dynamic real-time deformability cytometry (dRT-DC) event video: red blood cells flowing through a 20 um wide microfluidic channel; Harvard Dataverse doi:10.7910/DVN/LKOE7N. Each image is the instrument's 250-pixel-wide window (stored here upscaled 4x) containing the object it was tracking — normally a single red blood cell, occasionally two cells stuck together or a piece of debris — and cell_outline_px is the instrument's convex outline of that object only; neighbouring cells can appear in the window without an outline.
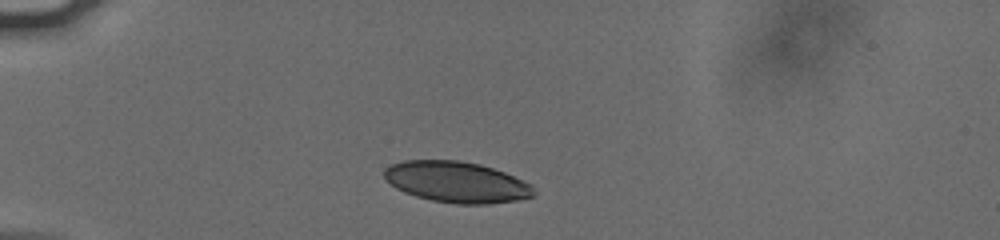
{"species": "human", "species_latin": "Homo sapiens", "temperature_condition": "cold", "stored_images_in_passage": 35, "camera_frame_rate_fps": 3000, "um_per_image_px": 0.085, "donor": {"sex": "male"}, "frame": {"image": 1, "passage_image": 1, "time_ms": 0.0, "image_size_px": [1000, 240], "cell_outline_px": [[536, 196], [516, 200], [488, 204], [456, 204], [432, 200], [416, 196], [404, 192], [396, 188], [384, 180], [384, 168], [392, 164], [404, 160], [456, 160], [480, 164], [504, 172], [532, 184], [536, 192]], "centroid_in_image_um": [38.81, 15.47], "position_along_channel_um": 46.2, "area_um2": 35.89}}
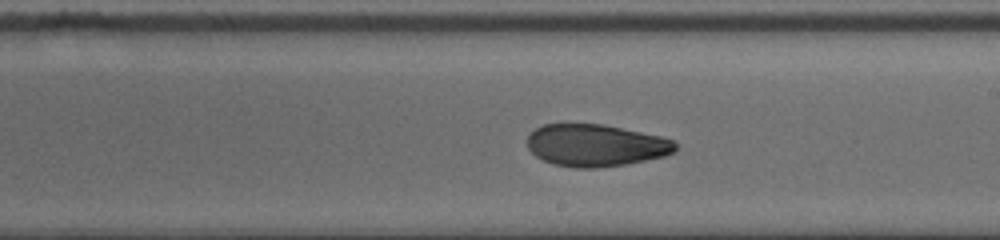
{"frame": {"image": 2, "passage_image": 19, "time_ms": 6.0, "image_size_px": [1000, 240], "cell_outline_px": [[676, 152], [664, 156], [624, 164], [596, 168], [576, 168], [556, 164], [544, 160], [536, 156], [528, 148], [528, 136], [536, 128], [544, 124], [604, 124], [660, 136], [672, 140], [676, 144]], "centroid_in_image_um": [50.64, 12.35], "position_along_channel_um": 238.4, "area_um2": 36.07}}
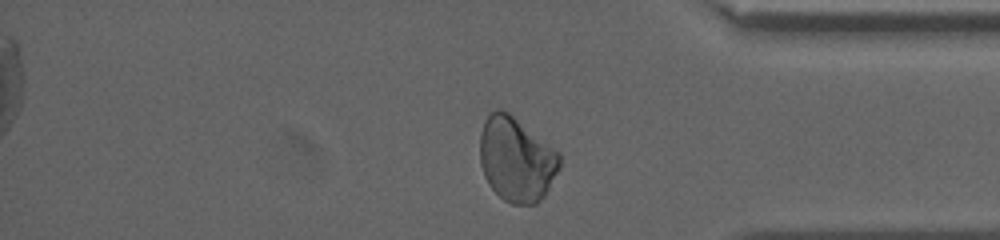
{"frame": {"image": 3, "passage_image": 32, "time_ms": 10.333, "image_size_px": [1000, 240], "cell_outline_px": [[560, 168], [544, 196], [536, 204], [512, 204], [504, 200], [488, 184], [484, 176], [480, 164], [480, 132], [484, 120], [496, 108], [500, 108], [508, 112], [560, 152]], "centroid_in_image_um": [43.89, 13.54], "position_along_channel_um": 391.3, "area_um2": 39.36}, "authors_computed_cell_mechanics": {"area_um2": 37.1076, "velocity_mm_per_s": 3.8057, "shape_relaxation_time_tau1_ms": 7.337, "shape_relaxation_time_tau2_ms": 2.523, "deformation_change_tau1": 0.1651, "deformation_change_tau2": 0.0764}}